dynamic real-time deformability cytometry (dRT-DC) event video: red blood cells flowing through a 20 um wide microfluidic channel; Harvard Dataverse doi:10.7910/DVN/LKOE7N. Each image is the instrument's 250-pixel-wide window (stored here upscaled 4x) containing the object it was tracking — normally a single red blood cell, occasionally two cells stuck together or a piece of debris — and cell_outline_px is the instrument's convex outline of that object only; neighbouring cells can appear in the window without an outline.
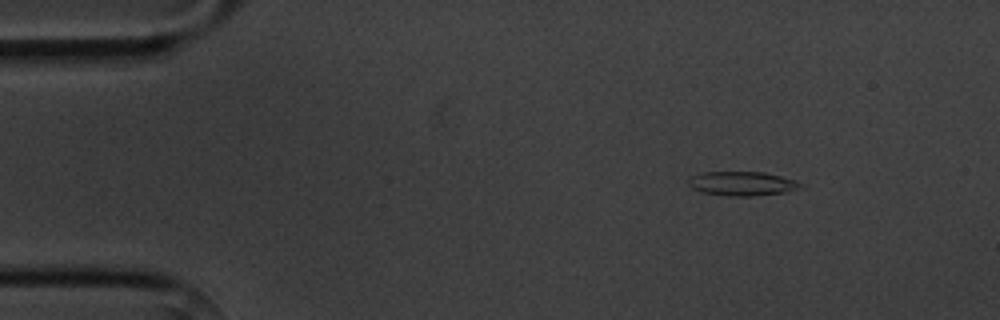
{"species": "common noctule bat (a hibernating species)", "species_latin": "Nyctalus noctula", "temperature_condition": "cold", "stored_images_in_passage": 7, "camera_frame_rate_fps": 3000, "um_per_image_px": 0.085, "animal": {"sex": "male", "body_mass_g": 20.1, "forearm_length_mm": 53.5}, "frame": {"image": 1, "passage_image": 2, "time_ms": 1.0, "image_size_px": [1000, 320], "cell_outline_px": [[804, 188], [784, 192], [752, 196], [728, 196], [704, 192], [692, 188], [688, 184], [688, 180], [692, 176], [704, 172], [764, 172], [796, 180], [804, 184]], "centroid_in_image_um": [63.13, 15.6], "position_along_channel_um": 21.9, "area_um2": 15.78}}
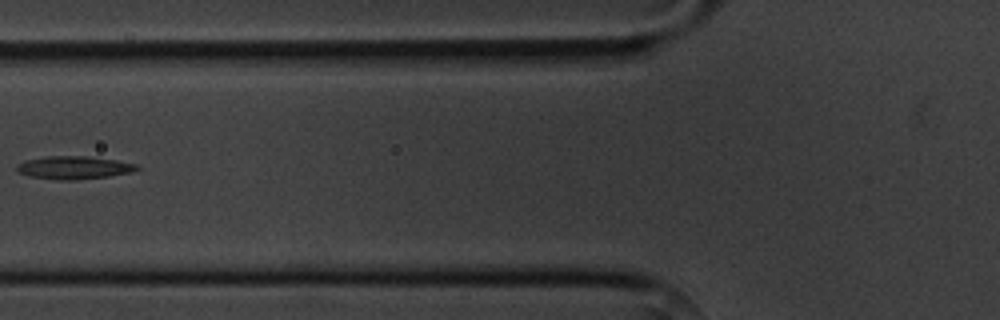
{"frame": {"image": 2, "passage_image": 6, "time_ms": 5.667, "image_size_px": [1000, 320], "cell_outline_px": [[140, 168], [132, 172], [108, 176], [76, 180], [56, 180], [28, 176], [16, 172], [16, 164], [28, 160], [44, 156], [88, 156], [116, 160], [136, 164]], "centroid_in_image_um": [6.24, 14.25], "position_along_channel_um": 119.6, "area_um2": 16.18}}
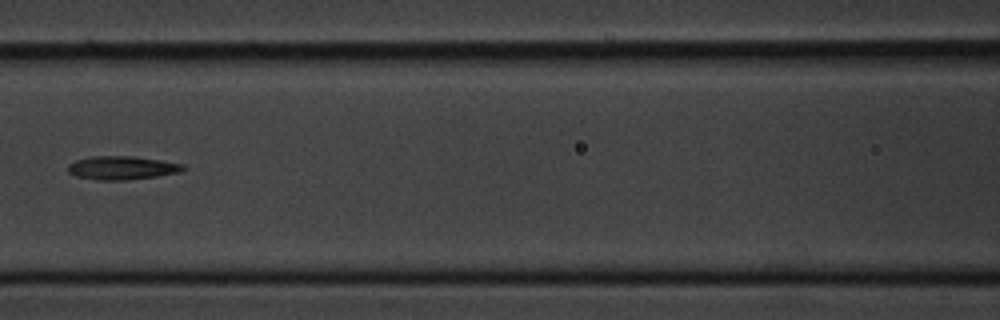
{"frame": {"image": 3, "passage_image": 7, "time_ms": 6.667, "image_size_px": [1000, 320], "cell_outline_px": [[188, 168], [180, 172], [156, 176], [128, 180], [100, 180], [76, 176], [68, 172], [68, 164], [76, 160], [92, 156], [132, 156], [160, 160], [184, 164]], "centroid_in_image_um": [10.39, 14.26], "position_along_channel_um": 156.2, "area_um2": 15.78}}